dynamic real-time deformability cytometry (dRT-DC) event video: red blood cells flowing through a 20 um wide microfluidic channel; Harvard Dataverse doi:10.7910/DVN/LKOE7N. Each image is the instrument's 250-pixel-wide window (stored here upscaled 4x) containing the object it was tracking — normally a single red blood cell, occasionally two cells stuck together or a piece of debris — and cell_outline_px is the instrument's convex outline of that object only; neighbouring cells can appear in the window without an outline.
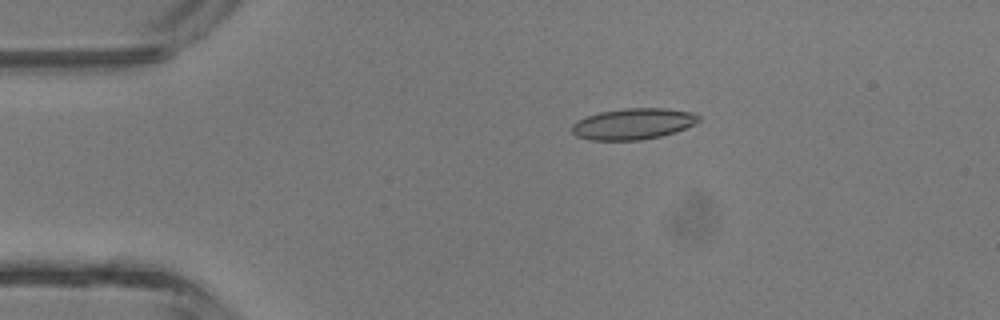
{"species": "common noctule bat (a hibernating species)", "species_latin": "Nyctalus noctula", "temperature_condition": "room temperature", "stored_images_in_passage": 4, "camera_frame_rate_fps": 3000, "um_per_image_px": 0.085, "animal": {"sex": "male", "body_mass_g": 13.3}, "frame": {"image": 1, "passage_image": 3, "time_ms": 2.667, "image_size_px": [1000, 320], "cell_outline_px": [[700, 120], [696, 124], [676, 132], [660, 136], [640, 140], [588, 140], [576, 136], [572, 132], [572, 124], [576, 120], [600, 112], [624, 108], [664, 108], [692, 112], [700, 116]], "centroid_in_image_um": [53.83, 10.53], "position_along_channel_um": 31.2, "area_um2": 23.12}}